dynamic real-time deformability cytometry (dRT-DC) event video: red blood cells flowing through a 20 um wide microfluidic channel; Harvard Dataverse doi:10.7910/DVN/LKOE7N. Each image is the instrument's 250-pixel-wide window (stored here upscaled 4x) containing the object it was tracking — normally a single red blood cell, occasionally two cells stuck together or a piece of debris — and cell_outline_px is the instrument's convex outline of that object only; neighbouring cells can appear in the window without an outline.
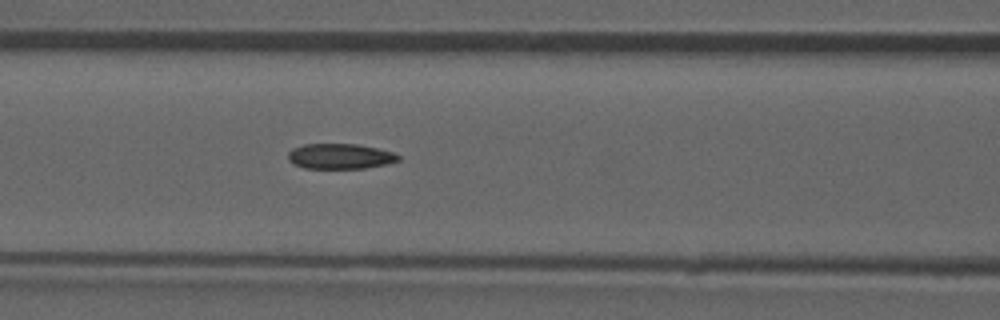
{"species": "common noctule bat (a hibernating species)", "species_latin": "Nyctalus noctula", "temperature_condition": "room temperature", "stored_images_in_passage": 47, "camera_frame_rate_fps": 3000, "um_per_image_px": 0.085, "animal": {"sex": "male", "forearm_length_mm": 52.5}, "frame": {"image": 1, "passage_image": 21, "time_ms": 6.667, "image_size_px": [1000, 320], "cell_outline_px": [[400, 160], [388, 164], [364, 168], [304, 168], [292, 164], [288, 160], [288, 152], [292, 148], [304, 144], [356, 144], [376, 148], [392, 152], [400, 156]], "centroid_in_image_um": [28.88, 13.29], "position_along_channel_um": 137.7, "area_um2": 16.3}, "authors_computed_cell_mechanics": {"area_um2": 16.9932, "velocity_mm_per_s": 3.9419, "shape_relaxation_time_tau1_ms": null, "shape_relaxation_time_tau2_ms": 2.6834, "deformation_change_tau1": null, "deformation_change_tau2": 0.083}}